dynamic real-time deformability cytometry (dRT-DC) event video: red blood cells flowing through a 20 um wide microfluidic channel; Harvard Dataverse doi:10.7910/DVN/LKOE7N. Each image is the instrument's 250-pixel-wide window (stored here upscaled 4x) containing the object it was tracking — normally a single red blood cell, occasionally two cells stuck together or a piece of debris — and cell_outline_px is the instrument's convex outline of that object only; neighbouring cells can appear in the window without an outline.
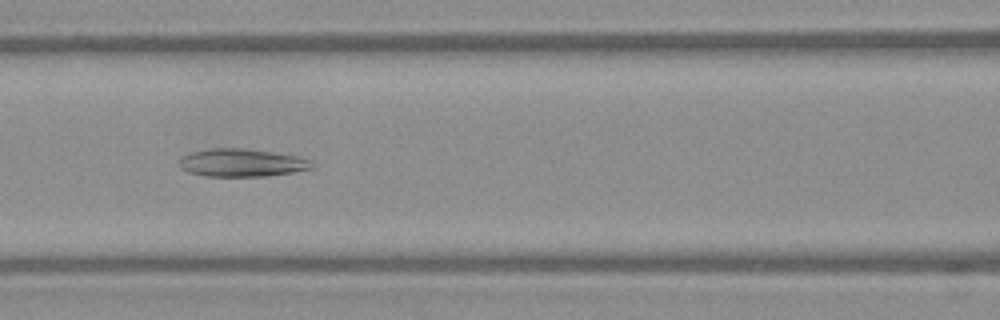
{"species": "Egyptian fruit bat (a non-hibernating species)", "species_latin": "Rousettus aegyptiacus", "temperature_condition": "warm", "stored_images_in_passage": 39, "camera_frame_rate_fps": 3000, "um_per_image_px": 0.085, "frame": {"image": 1, "passage_image": 10, "time_ms": 3.0, "image_size_px": [1000, 320], "cell_outline_px": [[316, 168], [268, 176], [204, 176], [188, 172], [180, 168], [180, 160], [184, 156], [192, 152], [212, 148], [244, 148], [296, 156], [312, 160], [316, 164]], "centroid_in_image_um": [20.6, 13.84], "position_along_channel_um": 146.0, "area_um2": 21.56}}
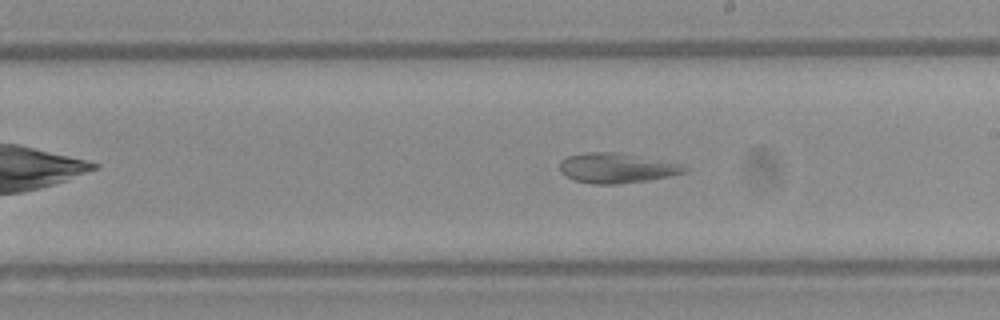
{"frame": {"image": 2, "passage_image": 17, "time_ms": 5.333, "image_size_px": [1000, 320], "cell_outline_px": [[688, 172], [648, 180], [616, 184], [592, 184], [576, 180], [564, 176], [560, 172], [560, 160], [568, 156], [584, 152], [616, 152], [680, 164], [688, 168]], "centroid_in_image_um": [52.37, 14.29], "position_along_channel_um": 236.6, "area_um2": 21.62}}
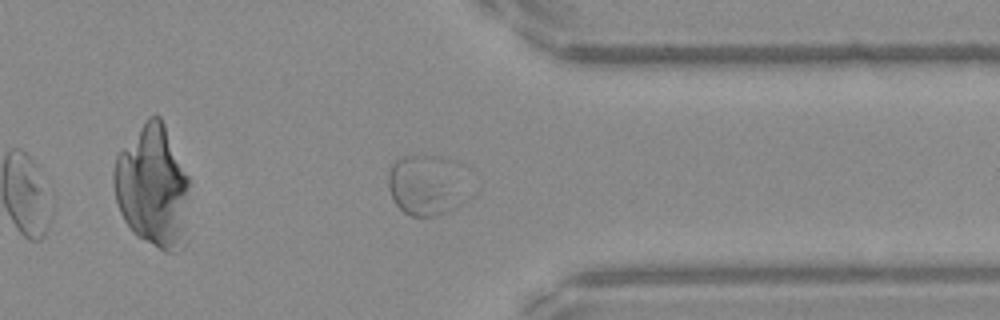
{"frame": {"image": 3, "passage_image": 28, "time_ms": 9.0, "image_size_px": [1000, 320], "cell_outline_px": [[476, 192], [468, 200], [456, 208], [436, 216], [412, 216], [404, 212], [396, 204], [388, 188], [388, 172], [392, 164], [396, 160], [404, 156], [440, 156], [448, 160]], "centroid_in_image_um": [36.32, 15.78], "position_along_channel_um": 375.1, "area_um2": 28.84}}